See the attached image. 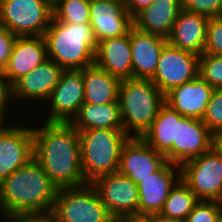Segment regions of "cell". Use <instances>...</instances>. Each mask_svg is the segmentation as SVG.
Here are the masks:
<instances>
[{
    "label": "cell",
    "mask_w": 222,
    "mask_h": 222,
    "mask_svg": "<svg viewBox=\"0 0 222 222\" xmlns=\"http://www.w3.org/2000/svg\"><path fill=\"white\" fill-rule=\"evenodd\" d=\"M16 38L15 34L0 26V71L2 72L8 65Z\"/></svg>",
    "instance_id": "cell-34"
},
{
    "label": "cell",
    "mask_w": 222,
    "mask_h": 222,
    "mask_svg": "<svg viewBox=\"0 0 222 222\" xmlns=\"http://www.w3.org/2000/svg\"><path fill=\"white\" fill-rule=\"evenodd\" d=\"M50 99V115L46 122L69 123L84 104L83 69L64 70L48 101Z\"/></svg>",
    "instance_id": "cell-12"
},
{
    "label": "cell",
    "mask_w": 222,
    "mask_h": 222,
    "mask_svg": "<svg viewBox=\"0 0 222 222\" xmlns=\"http://www.w3.org/2000/svg\"><path fill=\"white\" fill-rule=\"evenodd\" d=\"M58 187L32 158L0 183V208L12 214H51Z\"/></svg>",
    "instance_id": "cell-2"
},
{
    "label": "cell",
    "mask_w": 222,
    "mask_h": 222,
    "mask_svg": "<svg viewBox=\"0 0 222 222\" xmlns=\"http://www.w3.org/2000/svg\"><path fill=\"white\" fill-rule=\"evenodd\" d=\"M64 69L53 60L47 59L36 69L22 76L13 85V96L29 99H48L59 83Z\"/></svg>",
    "instance_id": "cell-21"
},
{
    "label": "cell",
    "mask_w": 222,
    "mask_h": 222,
    "mask_svg": "<svg viewBox=\"0 0 222 222\" xmlns=\"http://www.w3.org/2000/svg\"><path fill=\"white\" fill-rule=\"evenodd\" d=\"M209 19L204 15L182 9L167 37V42L178 49L202 55Z\"/></svg>",
    "instance_id": "cell-20"
},
{
    "label": "cell",
    "mask_w": 222,
    "mask_h": 222,
    "mask_svg": "<svg viewBox=\"0 0 222 222\" xmlns=\"http://www.w3.org/2000/svg\"><path fill=\"white\" fill-rule=\"evenodd\" d=\"M182 117L165 103L142 138L155 151L165 155L172 148L173 143H176L177 123Z\"/></svg>",
    "instance_id": "cell-26"
},
{
    "label": "cell",
    "mask_w": 222,
    "mask_h": 222,
    "mask_svg": "<svg viewBox=\"0 0 222 222\" xmlns=\"http://www.w3.org/2000/svg\"><path fill=\"white\" fill-rule=\"evenodd\" d=\"M13 96L12 85L4 77L3 72L0 71V119L3 121V115L5 112V105H7V98Z\"/></svg>",
    "instance_id": "cell-36"
},
{
    "label": "cell",
    "mask_w": 222,
    "mask_h": 222,
    "mask_svg": "<svg viewBox=\"0 0 222 222\" xmlns=\"http://www.w3.org/2000/svg\"><path fill=\"white\" fill-rule=\"evenodd\" d=\"M51 215L55 222H115L91 183L59 188Z\"/></svg>",
    "instance_id": "cell-6"
},
{
    "label": "cell",
    "mask_w": 222,
    "mask_h": 222,
    "mask_svg": "<svg viewBox=\"0 0 222 222\" xmlns=\"http://www.w3.org/2000/svg\"><path fill=\"white\" fill-rule=\"evenodd\" d=\"M182 9L208 18L222 17V0H180Z\"/></svg>",
    "instance_id": "cell-32"
},
{
    "label": "cell",
    "mask_w": 222,
    "mask_h": 222,
    "mask_svg": "<svg viewBox=\"0 0 222 222\" xmlns=\"http://www.w3.org/2000/svg\"><path fill=\"white\" fill-rule=\"evenodd\" d=\"M70 123L77 130L115 129L124 130L119 103L102 105L84 103Z\"/></svg>",
    "instance_id": "cell-25"
},
{
    "label": "cell",
    "mask_w": 222,
    "mask_h": 222,
    "mask_svg": "<svg viewBox=\"0 0 222 222\" xmlns=\"http://www.w3.org/2000/svg\"><path fill=\"white\" fill-rule=\"evenodd\" d=\"M81 146V163L86 183L118 171L121 150L129 139L124 130H78Z\"/></svg>",
    "instance_id": "cell-5"
},
{
    "label": "cell",
    "mask_w": 222,
    "mask_h": 222,
    "mask_svg": "<svg viewBox=\"0 0 222 222\" xmlns=\"http://www.w3.org/2000/svg\"><path fill=\"white\" fill-rule=\"evenodd\" d=\"M52 10L59 22H90V0H52Z\"/></svg>",
    "instance_id": "cell-28"
},
{
    "label": "cell",
    "mask_w": 222,
    "mask_h": 222,
    "mask_svg": "<svg viewBox=\"0 0 222 222\" xmlns=\"http://www.w3.org/2000/svg\"><path fill=\"white\" fill-rule=\"evenodd\" d=\"M199 76L213 89L222 88V55H200Z\"/></svg>",
    "instance_id": "cell-29"
},
{
    "label": "cell",
    "mask_w": 222,
    "mask_h": 222,
    "mask_svg": "<svg viewBox=\"0 0 222 222\" xmlns=\"http://www.w3.org/2000/svg\"><path fill=\"white\" fill-rule=\"evenodd\" d=\"M204 53L222 55V17L209 19Z\"/></svg>",
    "instance_id": "cell-33"
},
{
    "label": "cell",
    "mask_w": 222,
    "mask_h": 222,
    "mask_svg": "<svg viewBox=\"0 0 222 222\" xmlns=\"http://www.w3.org/2000/svg\"><path fill=\"white\" fill-rule=\"evenodd\" d=\"M199 201L191 189L180 180L171 190L160 214L168 218L184 221Z\"/></svg>",
    "instance_id": "cell-27"
},
{
    "label": "cell",
    "mask_w": 222,
    "mask_h": 222,
    "mask_svg": "<svg viewBox=\"0 0 222 222\" xmlns=\"http://www.w3.org/2000/svg\"><path fill=\"white\" fill-rule=\"evenodd\" d=\"M132 52V78L151 79L167 38L151 33H144L134 26L129 30Z\"/></svg>",
    "instance_id": "cell-18"
},
{
    "label": "cell",
    "mask_w": 222,
    "mask_h": 222,
    "mask_svg": "<svg viewBox=\"0 0 222 222\" xmlns=\"http://www.w3.org/2000/svg\"><path fill=\"white\" fill-rule=\"evenodd\" d=\"M44 38L48 59L64 70L84 69L95 62L98 43L90 22L67 23L52 18Z\"/></svg>",
    "instance_id": "cell-3"
},
{
    "label": "cell",
    "mask_w": 222,
    "mask_h": 222,
    "mask_svg": "<svg viewBox=\"0 0 222 222\" xmlns=\"http://www.w3.org/2000/svg\"><path fill=\"white\" fill-rule=\"evenodd\" d=\"M218 203L222 206V195H221V197H220Z\"/></svg>",
    "instance_id": "cell-41"
},
{
    "label": "cell",
    "mask_w": 222,
    "mask_h": 222,
    "mask_svg": "<svg viewBox=\"0 0 222 222\" xmlns=\"http://www.w3.org/2000/svg\"><path fill=\"white\" fill-rule=\"evenodd\" d=\"M90 25L98 43L126 35L133 18L120 0H90Z\"/></svg>",
    "instance_id": "cell-14"
},
{
    "label": "cell",
    "mask_w": 222,
    "mask_h": 222,
    "mask_svg": "<svg viewBox=\"0 0 222 222\" xmlns=\"http://www.w3.org/2000/svg\"><path fill=\"white\" fill-rule=\"evenodd\" d=\"M115 222H148L143 216H122L115 219Z\"/></svg>",
    "instance_id": "cell-39"
},
{
    "label": "cell",
    "mask_w": 222,
    "mask_h": 222,
    "mask_svg": "<svg viewBox=\"0 0 222 222\" xmlns=\"http://www.w3.org/2000/svg\"><path fill=\"white\" fill-rule=\"evenodd\" d=\"M3 122H4V121H2V120L0 119V127L3 126Z\"/></svg>",
    "instance_id": "cell-43"
},
{
    "label": "cell",
    "mask_w": 222,
    "mask_h": 222,
    "mask_svg": "<svg viewBox=\"0 0 222 222\" xmlns=\"http://www.w3.org/2000/svg\"><path fill=\"white\" fill-rule=\"evenodd\" d=\"M143 217L148 222H184L183 220H177V219L165 217V216L161 215L160 213L149 214V215H145Z\"/></svg>",
    "instance_id": "cell-38"
},
{
    "label": "cell",
    "mask_w": 222,
    "mask_h": 222,
    "mask_svg": "<svg viewBox=\"0 0 222 222\" xmlns=\"http://www.w3.org/2000/svg\"><path fill=\"white\" fill-rule=\"evenodd\" d=\"M172 166L178 167L176 173H174ZM180 180V166L169 161L159 170L142 179L137 184L139 193L138 216L160 213L171 190Z\"/></svg>",
    "instance_id": "cell-15"
},
{
    "label": "cell",
    "mask_w": 222,
    "mask_h": 222,
    "mask_svg": "<svg viewBox=\"0 0 222 222\" xmlns=\"http://www.w3.org/2000/svg\"><path fill=\"white\" fill-rule=\"evenodd\" d=\"M94 63L120 79L132 78L129 32L121 37L98 42Z\"/></svg>",
    "instance_id": "cell-22"
},
{
    "label": "cell",
    "mask_w": 222,
    "mask_h": 222,
    "mask_svg": "<svg viewBox=\"0 0 222 222\" xmlns=\"http://www.w3.org/2000/svg\"><path fill=\"white\" fill-rule=\"evenodd\" d=\"M198 75L199 56L167 42L162 49L156 72L150 80L166 95L173 88L190 82Z\"/></svg>",
    "instance_id": "cell-9"
},
{
    "label": "cell",
    "mask_w": 222,
    "mask_h": 222,
    "mask_svg": "<svg viewBox=\"0 0 222 222\" xmlns=\"http://www.w3.org/2000/svg\"><path fill=\"white\" fill-rule=\"evenodd\" d=\"M47 59V45L44 36L17 37L3 75L13 85Z\"/></svg>",
    "instance_id": "cell-17"
},
{
    "label": "cell",
    "mask_w": 222,
    "mask_h": 222,
    "mask_svg": "<svg viewBox=\"0 0 222 222\" xmlns=\"http://www.w3.org/2000/svg\"><path fill=\"white\" fill-rule=\"evenodd\" d=\"M221 213L218 201H199L184 222H218Z\"/></svg>",
    "instance_id": "cell-31"
},
{
    "label": "cell",
    "mask_w": 222,
    "mask_h": 222,
    "mask_svg": "<svg viewBox=\"0 0 222 222\" xmlns=\"http://www.w3.org/2000/svg\"><path fill=\"white\" fill-rule=\"evenodd\" d=\"M33 156L58 188L85 184L78 130L69 122H46L32 128Z\"/></svg>",
    "instance_id": "cell-1"
},
{
    "label": "cell",
    "mask_w": 222,
    "mask_h": 222,
    "mask_svg": "<svg viewBox=\"0 0 222 222\" xmlns=\"http://www.w3.org/2000/svg\"><path fill=\"white\" fill-rule=\"evenodd\" d=\"M181 10L180 0H154L133 18V26L141 32L167 38Z\"/></svg>",
    "instance_id": "cell-23"
},
{
    "label": "cell",
    "mask_w": 222,
    "mask_h": 222,
    "mask_svg": "<svg viewBox=\"0 0 222 222\" xmlns=\"http://www.w3.org/2000/svg\"><path fill=\"white\" fill-rule=\"evenodd\" d=\"M154 0H127L124 4L132 18L148 7Z\"/></svg>",
    "instance_id": "cell-37"
},
{
    "label": "cell",
    "mask_w": 222,
    "mask_h": 222,
    "mask_svg": "<svg viewBox=\"0 0 222 222\" xmlns=\"http://www.w3.org/2000/svg\"><path fill=\"white\" fill-rule=\"evenodd\" d=\"M91 184L115 219L138 216V186L130 178L117 171L100 176Z\"/></svg>",
    "instance_id": "cell-10"
},
{
    "label": "cell",
    "mask_w": 222,
    "mask_h": 222,
    "mask_svg": "<svg viewBox=\"0 0 222 222\" xmlns=\"http://www.w3.org/2000/svg\"><path fill=\"white\" fill-rule=\"evenodd\" d=\"M214 147V134L201 119L183 116L177 123L176 143L165 154L170 163L181 166Z\"/></svg>",
    "instance_id": "cell-11"
},
{
    "label": "cell",
    "mask_w": 222,
    "mask_h": 222,
    "mask_svg": "<svg viewBox=\"0 0 222 222\" xmlns=\"http://www.w3.org/2000/svg\"><path fill=\"white\" fill-rule=\"evenodd\" d=\"M199 75L165 95L166 104L182 116L202 119L213 92Z\"/></svg>",
    "instance_id": "cell-19"
},
{
    "label": "cell",
    "mask_w": 222,
    "mask_h": 222,
    "mask_svg": "<svg viewBox=\"0 0 222 222\" xmlns=\"http://www.w3.org/2000/svg\"><path fill=\"white\" fill-rule=\"evenodd\" d=\"M6 217L12 222H55L51 214H12Z\"/></svg>",
    "instance_id": "cell-35"
},
{
    "label": "cell",
    "mask_w": 222,
    "mask_h": 222,
    "mask_svg": "<svg viewBox=\"0 0 222 222\" xmlns=\"http://www.w3.org/2000/svg\"><path fill=\"white\" fill-rule=\"evenodd\" d=\"M166 162L165 155L155 151L142 137L132 136L122 147L118 172L138 184Z\"/></svg>",
    "instance_id": "cell-13"
},
{
    "label": "cell",
    "mask_w": 222,
    "mask_h": 222,
    "mask_svg": "<svg viewBox=\"0 0 222 222\" xmlns=\"http://www.w3.org/2000/svg\"><path fill=\"white\" fill-rule=\"evenodd\" d=\"M201 120L214 135L222 131V88L213 90Z\"/></svg>",
    "instance_id": "cell-30"
},
{
    "label": "cell",
    "mask_w": 222,
    "mask_h": 222,
    "mask_svg": "<svg viewBox=\"0 0 222 222\" xmlns=\"http://www.w3.org/2000/svg\"><path fill=\"white\" fill-rule=\"evenodd\" d=\"M83 81L84 103H119L120 78L110 75L94 63L83 69Z\"/></svg>",
    "instance_id": "cell-24"
},
{
    "label": "cell",
    "mask_w": 222,
    "mask_h": 222,
    "mask_svg": "<svg viewBox=\"0 0 222 222\" xmlns=\"http://www.w3.org/2000/svg\"><path fill=\"white\" fill-rule=\"evenodd\" d=\"M181 180L200 201H219L222 195V155L213 147L181 166Z\"/></svg>",
    "instance_id": "cell-8"
},
{
    "label": "cell",
    "mask_w": 222,
    "mask_h": 222,
    "mask_svg": "<svg viewBox=\"0 0 222 222\" xmlns=\"http://www.w3.org/2000/svg\"><path fill=\"white\" fill-rule=\"evenodd\" d=\"M218 222H222V213L220 215V218H219Z\"/></svg>",
    "instance_id": "cell-42"
},
{
    "label": "cell",
    "mask_w": 222,
    "mask_h": 222,
    "mask_svg": "<svg viewBox=\"0 0 222 222\" xmlns=\"http://www.w3.org/2000/svg\"><path fill=\"white\" fill-rule=\"evenodd\" d=\"M214 147L222 155V131L214 135Z\"/></svg>",
    "instance_id": "cell-40"
},
{
    "label": "cell",
    "mask_w": 222,
    "mask_h": 222,
    "mask_svg": "<svg viewBox=\"0 0 222 222\" xmlns=\"http://www.w3.org/2000/svg\"><path fill=\"white\" fill-rule=\"evenodd\" d=\"M52 18V0H0V26L17 37L44 36Z\"/></svg>",
    "instance_id": "cell-7"
},
{
    "label": "cell",
    "mask_w": 222,
    "mask_h": 222,
    "mask_svg": "<svg viewBox=\"0 0 222 222\" xmlns=\"http://www.w3.org/2000/svg\"><path fill=\"white\" fill-rule=\"evenodd\" d=\"M118 102L125 133L134 129L133 137H142L151 127L165 95L150 79H121Z\"/></svg>",
    "instance_id": "cell-4"
},
{
    "label": "cell",
    "mask_w": 222,
    "mask_h": 222,
    "mask_svg": "<svg viewBox=\"0 0 222 222\" xmlns=\"http://www.w3.org/2000/svg\"><path fill=\"white\" fill-rule=\"evenodd\" d=\"M33 156V131L23 127H0V183L27 164Z\"/></svg>",
    "instance_id": "cell-16"
}]
</instances>
